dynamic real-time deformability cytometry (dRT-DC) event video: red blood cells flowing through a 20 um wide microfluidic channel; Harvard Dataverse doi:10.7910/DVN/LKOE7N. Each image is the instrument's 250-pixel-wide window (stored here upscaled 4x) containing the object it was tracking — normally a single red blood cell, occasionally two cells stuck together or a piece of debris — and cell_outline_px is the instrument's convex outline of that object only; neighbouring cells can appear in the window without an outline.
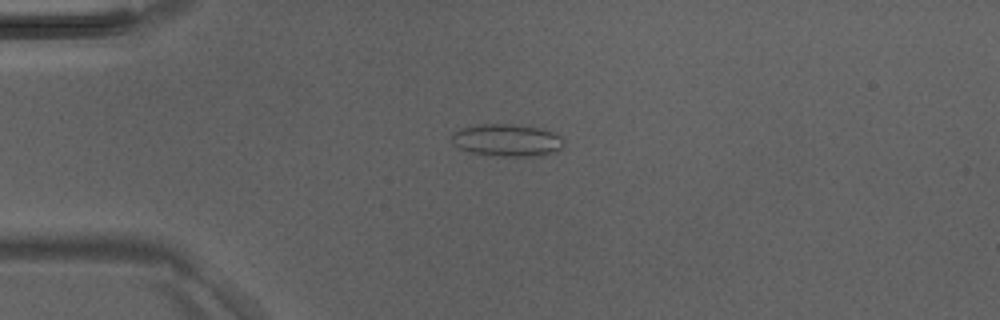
{"species": "Egyptian fruit bat (a non-hibernating species)", "species_latin": "Rousettus aegyptiacus", "temperature_condition": "room temperature", "stored_images_in_passage": 22, "camera_frame_rate_fps": 3000, "um_per_image_px": 0.085, "animal": {"sex": "male"}, "frame": {"image": 1, "passage_image": 1, "time_ms": 0.0, "image_size_px": [1000, 320], "cell_outline_px": [[564, 144], [560, 148], [544, 156], [500, 156], [472, 152], [460, 148], [452, 144], [452, 132], [460, 128], [484, 124], [512, 124], [540, 128], [552, 132], [560, 136], [564, 140]], "centroid_in_image_um": [43.1, 11.92], "position_along_channel_um": 41.9, "area_um2": 21.04}}
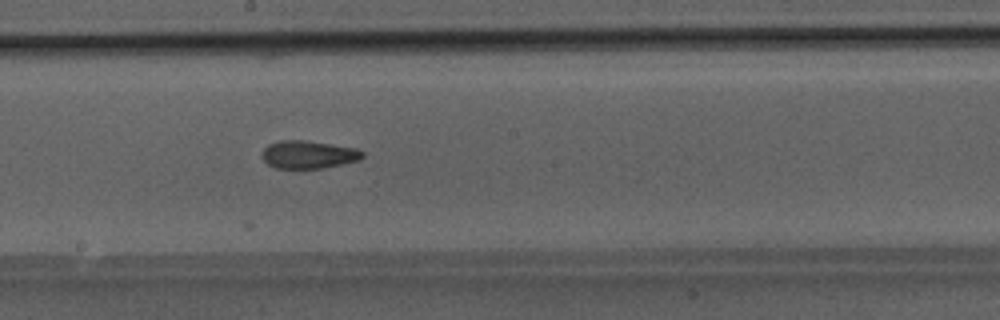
{"frame": {"image": 2, "passage_image": 15, "time_ms": 4.667, "image_size_px": [1000, 320], "cell_outline_px": [[364, 156], [360, 160], [320, 168], [276, 168], [268, 164], [260, 156], [264, 148], [268, 144], [280, 140], [304, 140], [356, 148], [364, 152]], "centroid_in_image_um": [26.19, 13.13], "position_along_channel_um": 222.0, "area_um2": 16.24}}
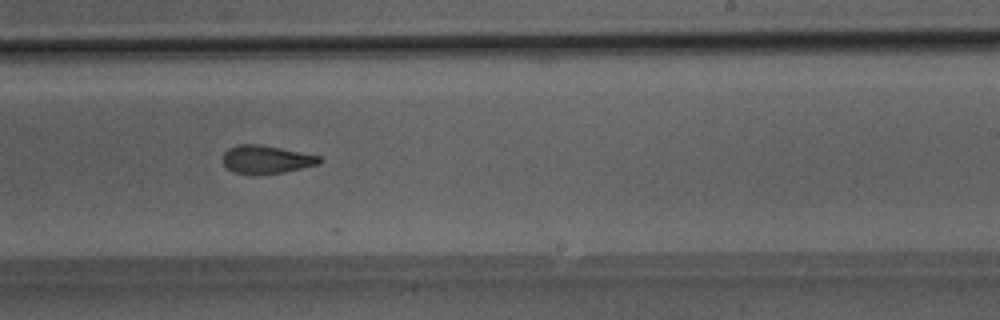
{"frame": {"image": 3, "passage_image": 18, "time_ms": 5.667, "image_size_px": [1000, 320], "cell_outline_px": [[324, 160], [320, 164], [284, 172], [256, 176], [252, 176], [232, 172], [224, 164], [224, 152], [228, 148], [240, 144], [260, 144], [320, 156]], "centroid_in_image_um": [22.64, 13.58], "position_along_channel_um": 266.4, "area_um2": 16.13}}